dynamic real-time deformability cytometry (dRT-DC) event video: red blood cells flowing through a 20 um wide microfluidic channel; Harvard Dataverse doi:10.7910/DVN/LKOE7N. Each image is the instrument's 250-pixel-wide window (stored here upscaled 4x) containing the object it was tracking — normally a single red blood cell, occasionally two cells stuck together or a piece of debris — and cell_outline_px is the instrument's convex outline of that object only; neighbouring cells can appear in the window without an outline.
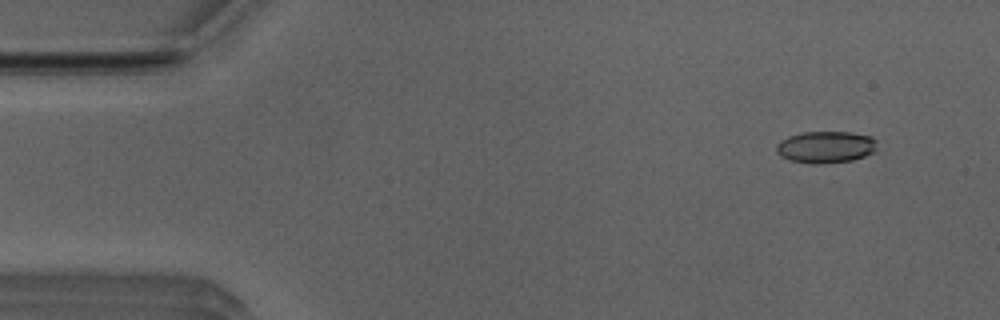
{"species": "Egyptian fruit bat (a non-hibernating species)", "species_latin": "Rousettus aegyptiacus", "temperature_condition": "room temperature", "stored_images_in_passage": 15, "camera_frame_rate_fps": 3000, "um_per_image_px": 0.085, "animal": {"sex": "male"}, "frame": {"image": 1, "passage_image": 5, "time_ms": 1.333, "image_size_px": [1000, 320], "cell_outline_px": [[876, 152], [852, 160], [788, 160], [780, 156], [776, 152], [776, 144], [780, 140], [788, 136], [800, 132], [852, 132], [872, 136], [876, 140]], "centroid_in_image_um": [70.21, 12.42], "position_along_channel_um": 14.8, "area_um2": 17.98}}